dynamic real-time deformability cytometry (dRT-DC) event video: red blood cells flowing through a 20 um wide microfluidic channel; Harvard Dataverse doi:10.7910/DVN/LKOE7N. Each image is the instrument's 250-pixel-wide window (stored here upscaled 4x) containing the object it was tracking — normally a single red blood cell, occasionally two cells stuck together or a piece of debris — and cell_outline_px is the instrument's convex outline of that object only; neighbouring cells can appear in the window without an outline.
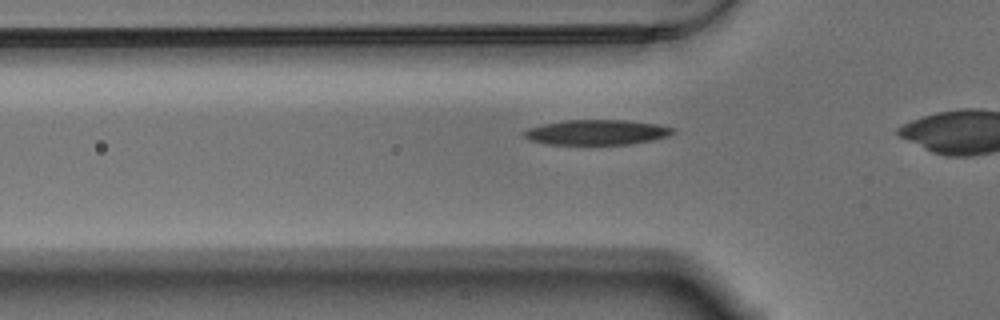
{"species": "Egyptian fruit bat (a non-hibernating species)", "species_latin": "Rousettus aegyptiacus", "temperature_condition": "warm", "stored_images_in_passage": 5, "camera_frame_rate_fps": 3000, "um_per_image_px": 0.085, "animal": {"sex": "male"}, "frame": {"image": 1, "passage_image": 2, "time_ms": 0.333, "image_size_px": [1000, 320], "cell_outline_px": [[676, 132], [668, 136], [652, 140], [632, 144], [544, 144], [528, 140], [520, 132], [528, 128], [540, 124], [564, 120], [628, 120], [656, 124], [676, 128]], "centroid_in_image_um": [50.69, 11.24], "position_along_channel_um": 75.1, "area_um2": 22.08}}